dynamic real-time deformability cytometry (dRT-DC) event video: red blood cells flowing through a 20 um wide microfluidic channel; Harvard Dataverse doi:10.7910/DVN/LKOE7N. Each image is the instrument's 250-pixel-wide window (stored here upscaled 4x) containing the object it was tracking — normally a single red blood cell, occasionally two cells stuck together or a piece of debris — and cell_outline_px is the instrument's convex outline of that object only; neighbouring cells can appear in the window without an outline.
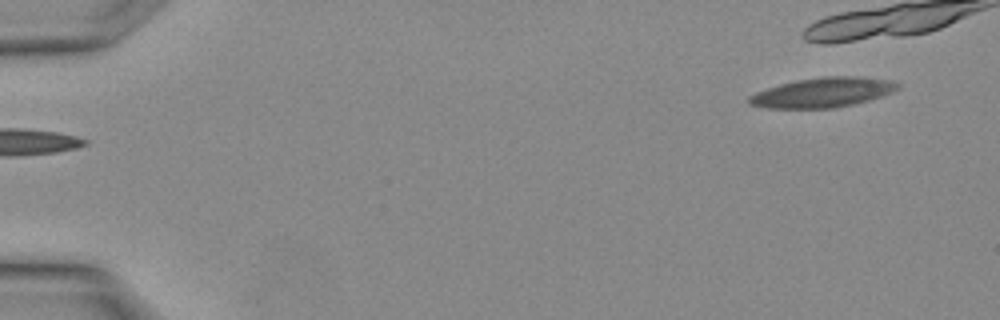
{"species": "Egyptian fruit bat (a non-hibernating species)", "species_latin": "Rousettus aegyptiacus", "temperature_condition": "warm", "stored_images_in_passage": 3, "camera_frame_rate_fps": 3000, "um_per_image_px": 0.085, "animal": {"sex": "female"}, "frame": {"image": 1, "passage_image": 1, "time_ms": 0.0, "image_size_px": [1000, 320], "cell_outline_px": [[900, 88], [892, 92], [868, 100], [836, 108], [764, 108], [748, 104], [748, 96], [756, 92], [780, 84], [796, 80], [824, 76], [856, 76], [888, 80], [900, 84]], "centroid_in_image_um": [69.9, 7.86], "position_along_channel_um": 15.1, "area_um2": 25.66}}